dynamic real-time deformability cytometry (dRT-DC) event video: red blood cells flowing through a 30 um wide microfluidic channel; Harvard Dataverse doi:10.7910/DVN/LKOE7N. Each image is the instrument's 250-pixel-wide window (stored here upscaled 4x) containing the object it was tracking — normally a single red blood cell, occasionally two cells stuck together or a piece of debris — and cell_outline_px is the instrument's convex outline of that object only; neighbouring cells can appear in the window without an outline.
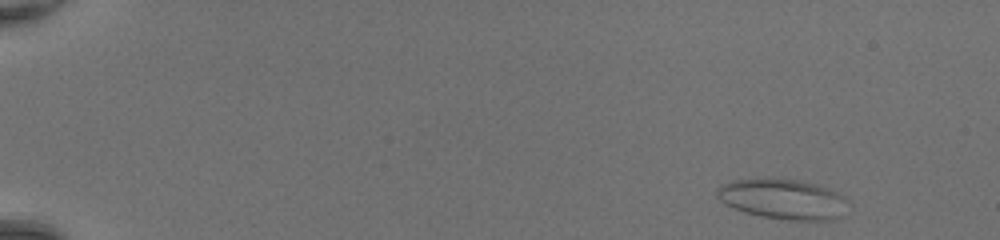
{"species": "common noctule bat (a hibernating species)", "species_latin": "Nyctalus noctula", "temperature_condition": "room temperature", "stored_images_in_passage": 46, "camera_frame_rate_fps": 3000, "um_per_image_px": 0.085, "animal": {"sex": "female", "body_mass_g": 20.0, "forearm_length_mm": 54.0}, "frame": {"image": 1, "passage_image": 2, "time_ms": 0.333, "image_size_px": [1000, 240], "cell_outline_px": [[852, 204], [840, 216], [832, 220], [784, 220], [760, 216], [744, 212], [720, 200], [716, 196], [716, 192], [720, 184], [732, 180], [800, 180], [816, 184], [840, 192]], "centroid_in_image_um": [66.63, 16.95], "position_along_channel_um": 18.4, "area_um2": 30.63}}
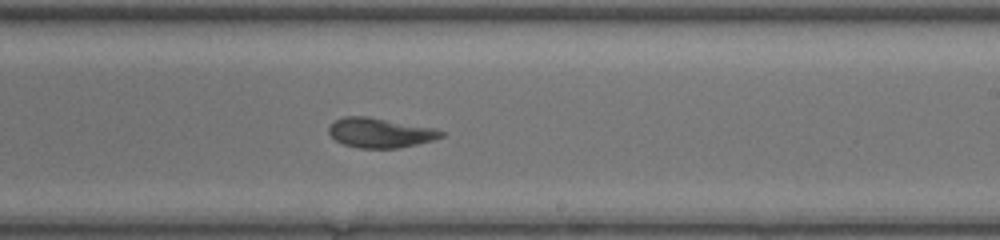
{"frame": {"image": 2, "passage_image": 29, "time_ms": 9.333, "image_size_px": [1000, 240], "cell_outline_px": [[444, 136], [432, 140], [400, 148], [360, 148], [344, 144], [336, 140], [328, 132], [328, 128], [336, 120], [344, 116], [368, 116], [436, 128], [444, 132]], "centroid_in_image_um": [32.33, 11.28], "position_along_channel_um": 256.7, "area_um2": 19.42}}
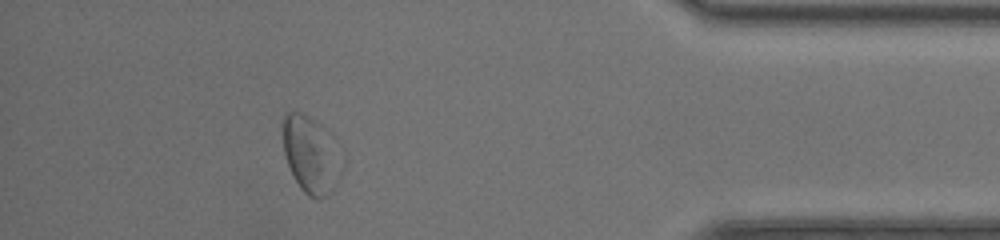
{"frame": {"image": 3, "passage_image": 42, "time_ms": 13.667, "image_size_px": [1000, 240], "cell_outline_px": [[332, 192], [316, 200], [308, 196], [300, 188], [288, 164], [284, 152], [280, 124], [284, 112], [300, 112], [308, 116], [320, 128], [332, 188]], "centroid_in_image_um": [26.0, 13.1], "position_along_channel_um": 409.2, "area_um2": 21.79}, "authors_computed_cell_mechanics": {"area_um2": 21.1837, "velocity_mm_per_s": 4.3331, "shape_relaxation_time_tau1_ms": 8.0774, "shape_relaxation_time_tau2_ms": 2.2445, "deformation_change_tau1": 0.2027, "deformation_change_tau2": 0.0875}}